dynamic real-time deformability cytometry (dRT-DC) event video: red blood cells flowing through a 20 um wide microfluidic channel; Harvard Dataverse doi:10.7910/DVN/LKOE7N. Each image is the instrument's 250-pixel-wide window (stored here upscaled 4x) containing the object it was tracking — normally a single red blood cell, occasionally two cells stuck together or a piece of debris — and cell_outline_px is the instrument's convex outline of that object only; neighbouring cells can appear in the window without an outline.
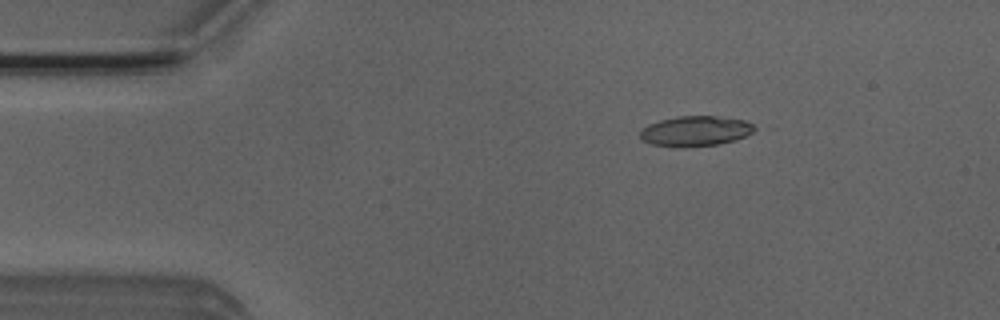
{"species": "Egyptian fruit bat (a non-hibernating species)", "species_latin": "Rousettus aegyptiacus", "temperature_condition": "room temperature", "stored_images_in_passage": 46, "camera_frame_rate_fps": 3000, "um_per_image_px": 0.085, "animal": {"sex": "male"}, "frame": {"image": 1, "passage_image": 3, "time_ms": 0.667, "image_size_px": [1000, 320], "cell_outline_px": [[760, 128], [736, 140], [716, 144], [684, 148], [652, 144], [640, 140], [640, 128], [648, 124], [660, 120], [676, 116], [716, 116], [744, 120]], "centroid_in_image_um": [59.08, 11.14], "position_along_channel_um": 25.9, "area_um2": 20.35}}
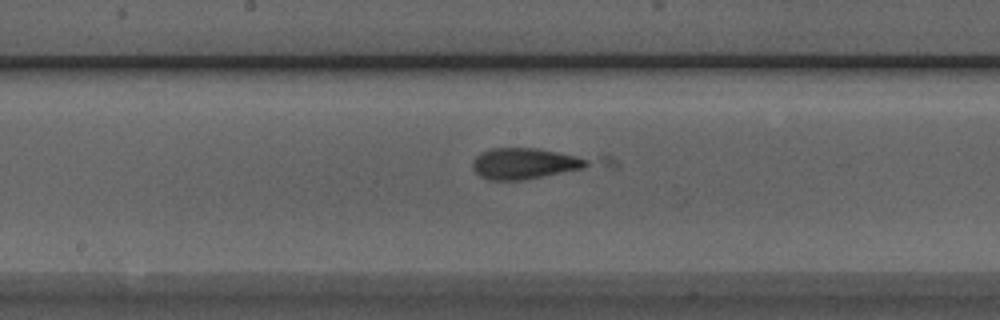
{"frame": {"image": 2, "passage_image": 21, "time_ms": 6.667, "image_size_px": [1000, 320], "cell_outline_px": [[620, 164], [616, 168], [524, 180], [488, 180], [480, 176], [472, 168], [472, 160], [480, 152], [492, 148], [536, 148], [608, 156], [616, 160]], "centroid_in_image_um": [45.58, 13.9], "position_along_channel_um": 202.6, "area_um2": 25.55}}
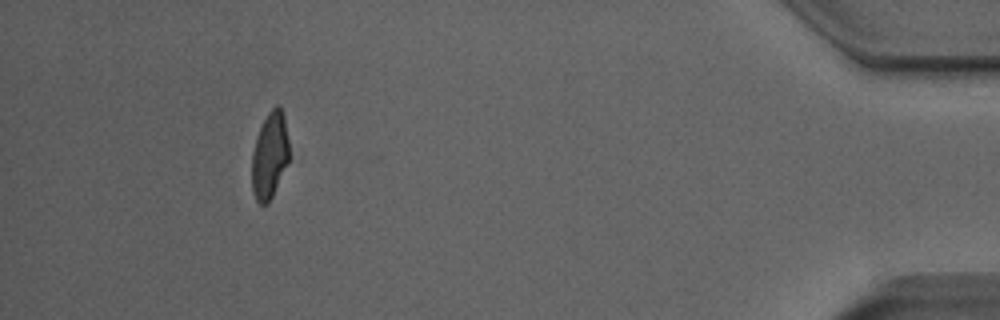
{"frame": {"image": 3, "passage_image": 42, "time_ms": 13.667, "image_size_px": [1000, 320], "cell_outline_px": [[288, 160], [272, 196], [268, 204], [260, 204], [256, 200], [252, 192], [252, 152], [256, 136], [268, 112], [276, 104], [280, 104], [284, 116], [288, 140]], "centroid_in_image_um": [22.9, 13.19], "position_along_channel_um": 412.3, "area_um2": 18.61}}